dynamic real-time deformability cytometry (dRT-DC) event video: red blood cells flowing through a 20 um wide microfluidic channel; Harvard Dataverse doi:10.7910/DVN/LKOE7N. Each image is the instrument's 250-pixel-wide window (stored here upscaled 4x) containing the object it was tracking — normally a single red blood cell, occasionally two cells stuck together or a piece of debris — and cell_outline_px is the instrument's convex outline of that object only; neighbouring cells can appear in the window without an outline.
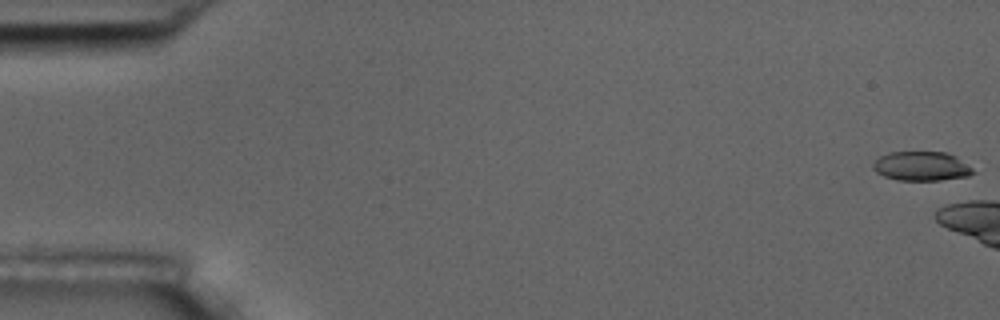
{"species": "common noctule bat (a hibernating species)", "species_latin": "Nyctalus noctula", "temperature_condition": "room temperature", "stored_images_in_passage": 13, "camera_frame_rate_fps": 3000, "um_per_image_px": 0.085, "animal": {"sex": "male", "body_mass_g": 17.5, "forearm_length_mm": 52.3}, "frame": {"image": 1, "passage_image": 1, "time_ms": 0.0, "image_size_px": [1000, 320], "cell_outline_px": [[976, 172], [968, 176], [940, 180], [896, 180], [884, 176], [876, 172], [872, 168], [872, 164], [880, 156], [888, 152], [948, 152], [956, 156], [972, 168]], "centroid_in_image_um": [78.32, 14.12], "position_along_channel_um": 6.7, "area_um2": 17.11}}